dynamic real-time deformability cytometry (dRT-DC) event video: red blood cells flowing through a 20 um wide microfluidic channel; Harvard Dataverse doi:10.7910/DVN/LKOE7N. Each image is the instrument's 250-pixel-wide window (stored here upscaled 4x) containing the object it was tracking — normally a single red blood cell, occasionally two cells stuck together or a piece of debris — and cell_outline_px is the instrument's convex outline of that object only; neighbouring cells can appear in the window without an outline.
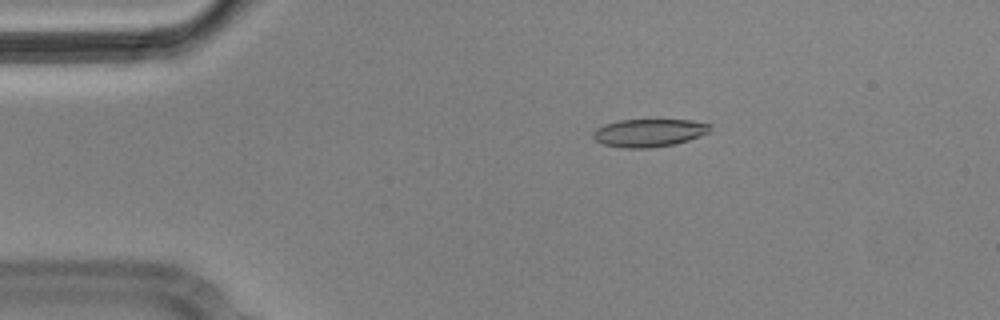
{"species": "Egyptian fruit bat (a non-hibernating species)", "species_latin": "Rousettus aegyptiacus", "temperature_condition": "cold", "stored_images_in_passage": 4, "camera_frame_rate_fps": 3000, "um_per_image_px": 0.085, "animal": {"sex": "male"}, "frame": {"image": 1, "passage_image": 3, "time_ms": 0.667, "image_size_px": [1000, 320], "cell_outline_px": [[712, 128], [708, 132], [688, 140], [676, 144], [648, 148], [624, 148], [604, 144], [596, 140], [592, 136], [592, 132], [596, 128], [604, 124], [620, 120], [692, 120], [712, 124]], "centroid_in_image_um": [55.16, 11.28], "position_along_channel_um": 29.8, "area_um2": 19.02}}